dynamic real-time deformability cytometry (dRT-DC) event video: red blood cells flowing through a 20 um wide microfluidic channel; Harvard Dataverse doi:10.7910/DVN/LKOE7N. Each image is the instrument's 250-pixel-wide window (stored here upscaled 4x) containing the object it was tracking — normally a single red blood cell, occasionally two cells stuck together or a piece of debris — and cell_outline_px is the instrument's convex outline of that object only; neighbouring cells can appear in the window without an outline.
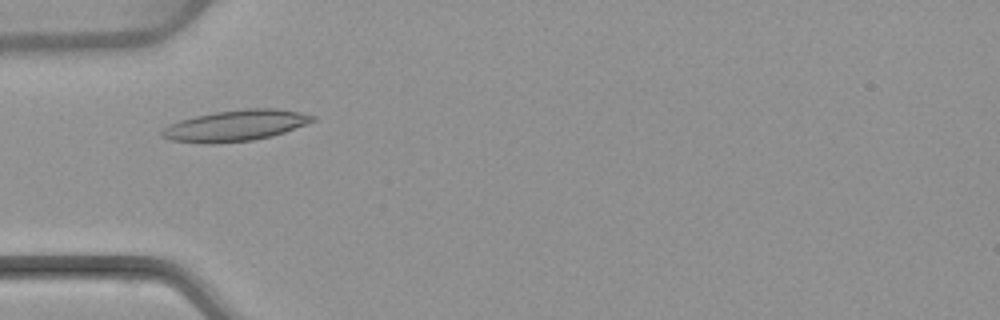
{"species": "common noctule bat (a hibernating species)", "species_latin": "Nyctalus noctula", "temperature_condition": "warm", "stored_images_in_passage": 37, "camera_frame_rate_fps": 3000, "um_per_image_px": 0.085, "animal": {"sex": "female", "body_mass_g": 22.7, "forearm_length_mm": 54.2}, "frame": {"image": 1, "passage_image": 1, "time_ms": 0.0, "image_size_px": [1000, 320], "cell_outline_px": [[316, 120], [284, 132], [272, 136], [252, 140], [212, 144], [172, 140], [160, 136], [160, 132], [168, 124], [180, 120], [196, 116], [216, 112], [244, 108], [276, 108], [300, 112], [316, 116]], "centroid_in_image_um": [20.02, 10.67], "position_along_channel_um": 65.0, "area_um2": 27.17}}
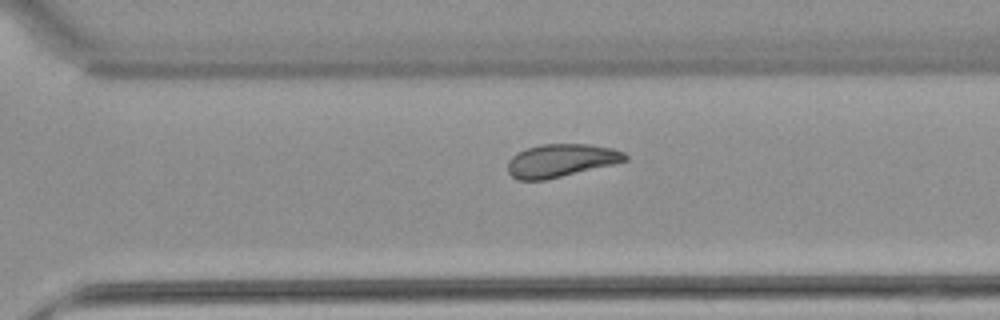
{"frame": {"image": 2, "passage_image": 21, "time_ms": 6.667, "image_size_px": [1000, 320], "cell_outline_px": [[628, 160], [612, 164], [544, 180], [516, 180], [508, 172], [508, 160], [516, 152], [540, 144], [588, 144], [612, 148], [624, 152], [628, 156]], "centroid_in_image_um": [47.65, 13.63], "position_along_channel_um": 322.9, "area_um2": 22.43}}
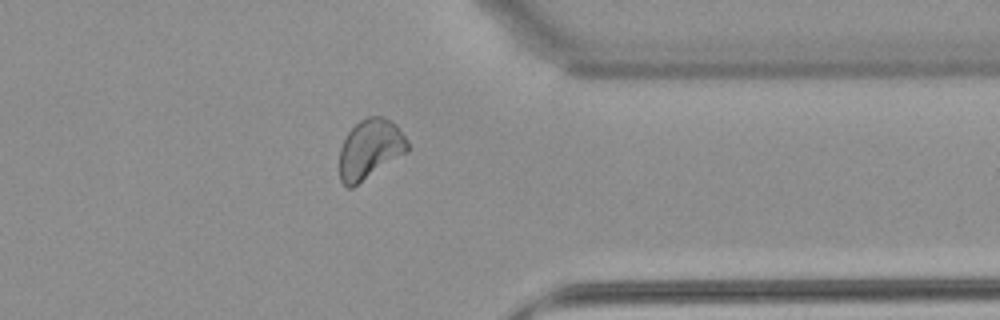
{"frame": {"image": 3, "passage_image": 26, "time_ms": 8.333, "image_size_px": [1000, 320], "cell_outline_px": [[408, 152], [352, 188], [348, 188], [340, 180], [340, 148], [348, 132], [360, 120], [368, 116], [384, 116], [392, 120], [396, 124], [408, 140]], "centroid_in_image_um": [31.48, 12.66], "position_along_channel_um": 379.9, "area_um2": 23.81}, "authors_computed_cell_mechanics": {"area_um2": 23.12, "velocity_mm_per_s": 3.892, "shape_relaxation_time_tau1_ms": 8.8834, "shape_relaxation_time_tau2_ms": 8.3036, "deformation_change_tau1": 0.1792, "deformation_change_tau2": 0.1655}}